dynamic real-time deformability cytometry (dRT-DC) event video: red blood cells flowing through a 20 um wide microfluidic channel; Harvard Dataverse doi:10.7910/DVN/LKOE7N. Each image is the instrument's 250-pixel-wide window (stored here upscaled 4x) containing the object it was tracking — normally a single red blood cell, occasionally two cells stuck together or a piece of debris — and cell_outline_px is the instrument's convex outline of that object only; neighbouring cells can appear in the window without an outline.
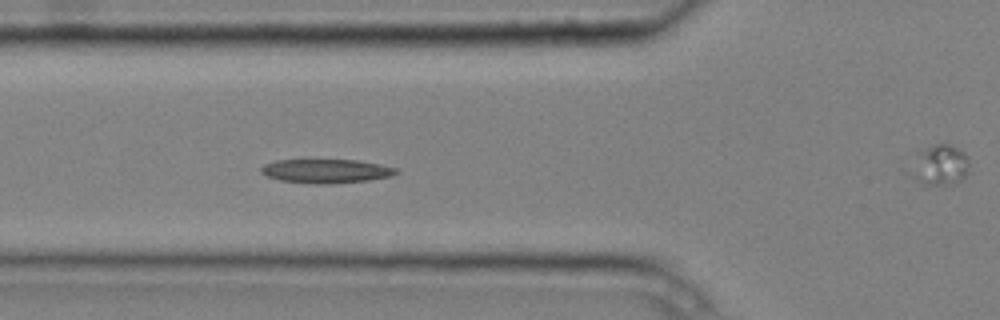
{"species": "common noctule bat (a hibernating species)", "species_latin": "Nyctalus noctula", "temperature_condition": "cold", "stored_images_in_passage": 5, "camera_frame_rate_fps": 3000, "um_per_image_px": 0.085, "animal": {"sex": "male", "body_mass_g": 20.4}, "frame": {"image": 1, "passage_image": 4, "time_ms": 1.0, "image_size_px": [1000, 320], "cell_outline_px": [[400, 172], [392, 176], [368, 180], [332, 184], [316, 184], [280, 180], [268, 176], [260, 172], [260, 168], [264, 164], [276, 160], [356, 160], [380, 164], [396, 168]], "centroid_in_image_um": [27.73, 14.54], "position_along_channel_um": 98.1, "area_um2": 18.84}}